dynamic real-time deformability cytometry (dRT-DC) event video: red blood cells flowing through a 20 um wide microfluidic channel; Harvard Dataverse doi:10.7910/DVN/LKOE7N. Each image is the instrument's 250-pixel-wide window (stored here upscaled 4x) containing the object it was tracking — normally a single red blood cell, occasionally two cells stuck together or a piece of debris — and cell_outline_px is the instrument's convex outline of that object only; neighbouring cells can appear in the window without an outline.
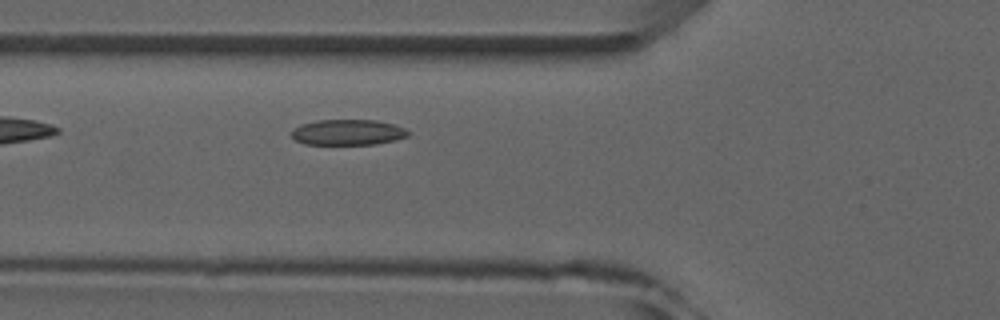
{"species": "common noctule bat (a hibernating species)", "species_latin": "Nyctalus noctula", "temperature_condition": "room temperature", "stored_images_in_passage": 4, "camera_frame_rate_fps": 3000, "um_per_image_px": 0.085, "animal": {"sex": "male", "forearm_length_mm": 52.5}, "frame": {"image": 1, "passage_image": 4, "time_ms": 3.333, "image_size_px": [1000, 320], "cell_outline_px": [[408, 136], [396, 140], [376, 144], [304, 144], [296, 140], [292, 136], [292, 128], [300, 124], [316, 120], [376, 120], [396, 124], [404, 128], [408, 132]], "centroid_in_image_um": [29.56, 11.24], "position_along_channel_um": 96.2, "area_um2": 17.51}}